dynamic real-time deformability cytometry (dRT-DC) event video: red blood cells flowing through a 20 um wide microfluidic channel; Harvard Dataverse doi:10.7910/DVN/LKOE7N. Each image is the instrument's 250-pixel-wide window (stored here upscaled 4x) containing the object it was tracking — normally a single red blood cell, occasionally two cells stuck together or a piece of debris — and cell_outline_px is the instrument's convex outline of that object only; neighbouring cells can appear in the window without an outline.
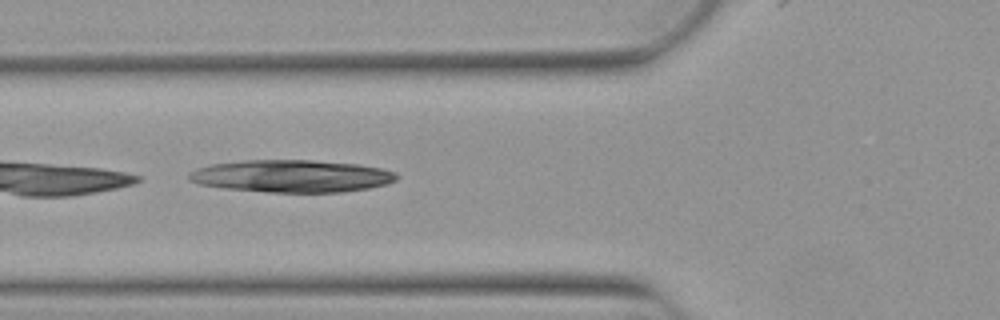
{"species": "Egyptian fruit bat (a non-hibernating species)", "species_latin": "Rousettus aegyptiacus", "temperature_condition": "warm", "stored_images_in_passage": 6, "camera_frame_rate_fps": 3000, "um_per_image_px": 0.085, "animal": {"sex": "female"}, "frame": {"image": 1, "passage_image": 3, "time_ms": 0.667, "image_size_px": [1000, 320], "cell_outline_px": [[400, 176], [396, 180], [388, 184], [368, 188], [340, 192], [268, 192], [224, 188], [200, 184], [188, 180], [188, 172], [196, 168], [208, 164], [244, 160], [312, 160], [356, 164], [380, 168], [396, 172]], "centroid_in_image_um": [24.77, 14.96], "position_along_channel_um": 101.0, "area_um2": 39.36}}